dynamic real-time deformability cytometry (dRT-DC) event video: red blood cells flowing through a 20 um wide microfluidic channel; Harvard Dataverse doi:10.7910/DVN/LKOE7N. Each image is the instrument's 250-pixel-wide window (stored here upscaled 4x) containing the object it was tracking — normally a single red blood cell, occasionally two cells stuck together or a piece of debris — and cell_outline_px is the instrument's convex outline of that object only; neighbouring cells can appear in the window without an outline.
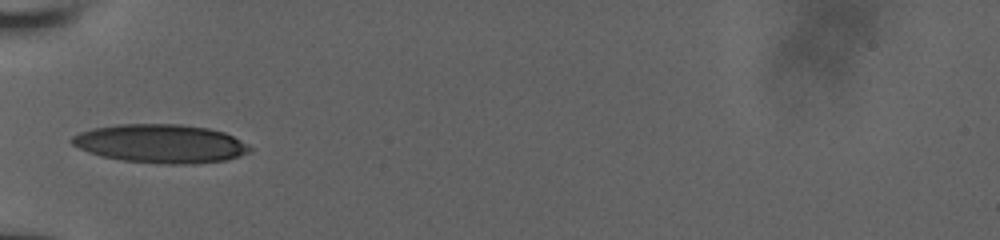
{"species": "human", "species_latin": "Homo sapiens", "temperature_condition": "room temperature", "stored_images_in_passage": 35, "camera_frame_rate_fps": 3000, "um_per_image_px": 0.085, "donor": {"sex": "male"}, "frame": {"image": 1, "passage_image": 1, "time_ms": 0.0, "image_size_px": [1000, 240], "cell_outline_px": [[252, 148], [248, 152], [240, 156], [228, 160], [192, 164], [168, 164], [120, 160], [100, 156], [88, 152], [72, 144], [68, 140], [72, 136], [80, 132], [92, 128], [116, 124], [180, 124], [208, 128], [224, 132], [248, 144]], "centroid_in_image_um": [13.63, 12.21], "position_along_channel_um": 71.4, "area_um2": 40.23}}
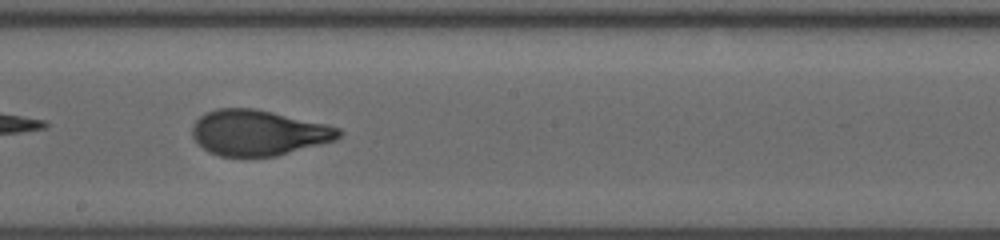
{"frame": {"image": 2, "passage_image": 13, "time_ms": 4.0, "image_size_px": [1000, 240], "cell_outline_px": [[344, 132], [336, 140], [276, 156], [220, 156], [208, 152], [192, 136], [192, 124], [204, 112], [216, 108], [256, 108], [328, 124], [340, 128]], "centroid_in_image_um": [21.97, 11.27], "position_along_channel_um": 226.2, "area_um2": 39.13}}
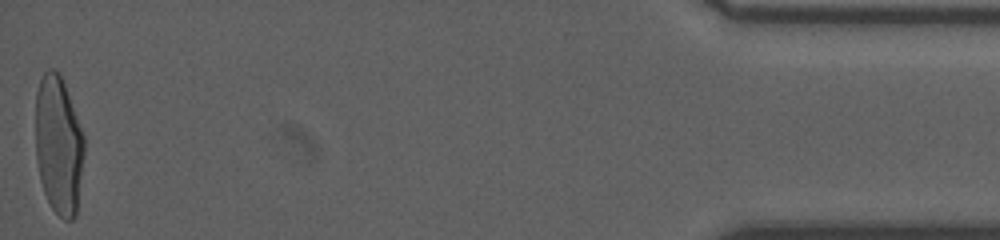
{"frame": {"image": 3, "passage_image": 35, "time_ms": 11.333, "image_size_px": [1000, 240], "cell_outline_px": [[84, 152], [76, 216], [72, 220], [64, 220], [52, 208], [44, 192], [40, 180], [36, 160], [36, 92], [40, 80], [44, 72], [48, 68], [56, 68], [60, 72], [84, 136]], "centroid_in_image_um": [4.97, 12.31], "position_along_channel_um": 430.2, "area_um2": 39.36}, "authors_computed_cell_mechanics": {"area_um2": 39.0728, "velocity_mm_per_s": 3.9277, "shape_relaxation_time_tau1_ms": 6.1566, "shape_relaxation_time_tau2_ms": null, "deformation_change_tau1": 0.2656, "deformation_change_tau2": null}}